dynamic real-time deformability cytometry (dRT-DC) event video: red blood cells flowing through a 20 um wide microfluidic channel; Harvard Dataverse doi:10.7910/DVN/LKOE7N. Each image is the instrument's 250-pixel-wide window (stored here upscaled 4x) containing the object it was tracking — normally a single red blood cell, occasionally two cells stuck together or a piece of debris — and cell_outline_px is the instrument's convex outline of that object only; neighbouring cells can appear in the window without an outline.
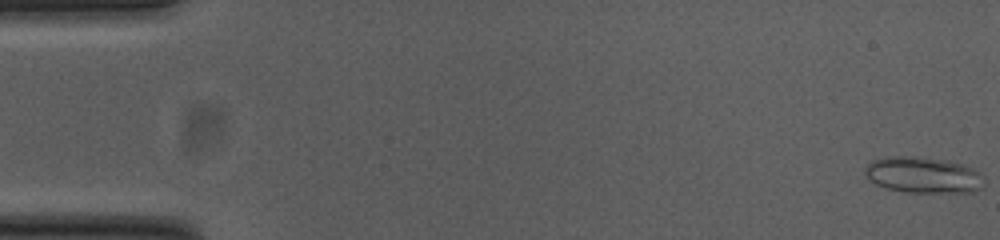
{"species": "common noctule bat (a hibernating species)", "species_latin": "Nyctalus noctula", "temperature_condition": "cold", "stored_images_in_passage": 54, "camera_frame_rate_fps": 3000, "um_per_image_px": 0.085, "animal": {"sex": "female", "body_mass_g": 23.0, "forearm_length_mm": 53.4}, "frame": {"image": 1, "passage_image": 1, "time_ms": 0.0, "image_size_px": [1000, 240], "cell_outline_px": [[984, 188], [972, 192], [904, 192], [888, 188], [876, 184], [864, 172], [864, 168], [872, 160], [888, 156], [916, 156], [944, 160], [960, 164], [972, 168], [980, 172], [984, 184]], "centroid_in_image_um": [78.48, 14.87], "position_along_channel_um": 6.5, "area_um2": 24.97}}
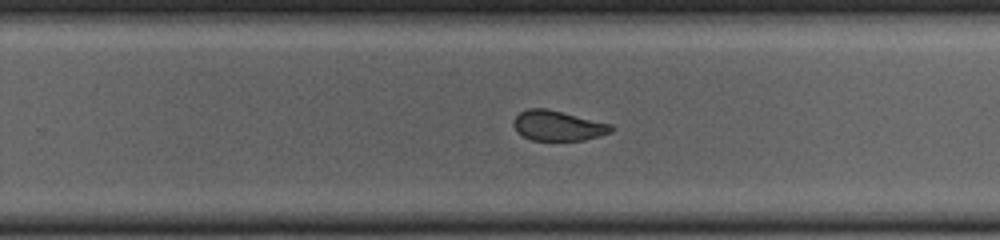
{"frame": {"image": 2, "passage_image": 34, "time_ms": 11.0, "image_size_px": [1000, 240], "cell_outline_px": [[616, 128], [612, 132], [600, 136], [584, 140], [532, 140], [516, 132], [512, 124], [516, 116], [520, 112], [528, 108], [548, 108], [612, 124]], "centroid_in_image_um": [47.44, 10.68], "position_along_channel_um": 282.4, "area_um2": 17.34}}
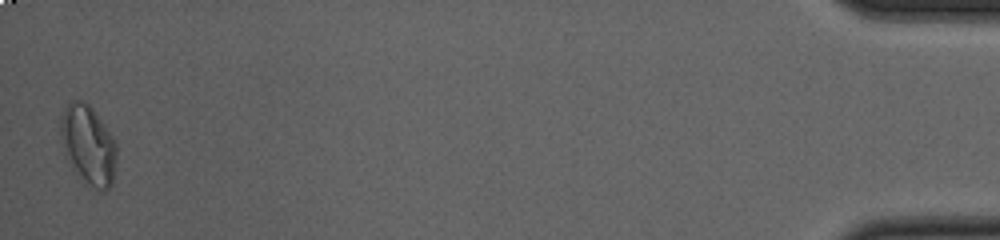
{"frame": {"image": 3, "passage_image": 53, "time_ms": 17.333, "image_size_px": [1000, 240], "cell_outline_px": [[116, 156], [112, 184], [104, 192], [100, 192], [64, 156], [60, 140], [60, 116], [64, 108], [72, 100], [80, 100], [88, 104], [92, 108], [112, 136], [116, 144]], "centroid_in_image_um": [7.48, 12.25], "position_along_channel_um": 427.7, "area_um2": 25.2}, "authors_computed_cell_mechanics": {"area_um2": 19.1318, "velocity_mm_per_s": 3.8, "shape_relaxation_time_tau1_ms": null, "shape_relaxation_time_tau2_ms": 0.9493, "deformation_change_tau1": null, "deformation_change_tau2": 0.0413}}